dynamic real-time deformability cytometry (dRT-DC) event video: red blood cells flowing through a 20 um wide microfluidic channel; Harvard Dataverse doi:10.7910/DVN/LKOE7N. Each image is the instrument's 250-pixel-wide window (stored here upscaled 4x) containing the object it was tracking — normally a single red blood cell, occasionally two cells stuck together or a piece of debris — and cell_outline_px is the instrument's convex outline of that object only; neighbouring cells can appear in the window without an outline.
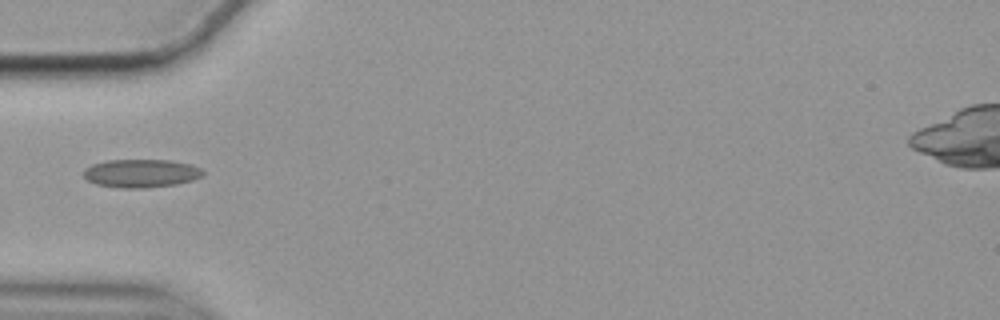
{"species": "common noctule bat (a hibernating species)", "species_latin": "Nyctalus noctula", "temperature_condition": "cold", "stored_images_in_passage": 14, "camera_frame_rate_fps": 3000, "um_per_image_px": 0.085, "animal": {"sex": "female", "body_mass_g": 19.9}, "frame": {"image": 1, "passage_image": 1, "time_ms": 0.0, "image_size_px": [1000, 320], "cell_outline_px": [[204, 172], [200, 176], [192, 180], [176, 184], [144, 188], [124, 188], [96, 184], [88, 180], [84, 176], [84, 168], [92, 164], [108, 160], [172, 160], [192, 164], [200, 168]], "centroid_in_image_um": [11.99, 14.72], "position_along_channel_um": 73.0, "area_um2": 19.59}}
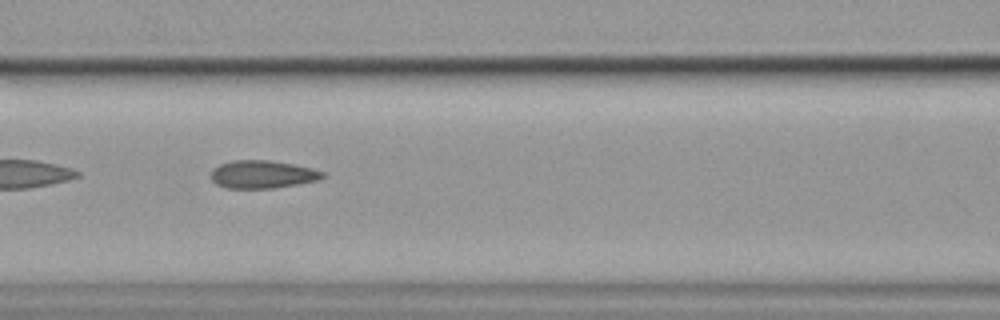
{"frame": {"image": 2, "passage_image": 7, "time_ms": 2.0, "image_size_px": [1000, 320], "cell_outline_px": [[324, 176], [316, 180], [296, 184], [272, 188], [228, 188], [216, 184], [212, 180], [212, 168], [220, 164], [232, 160], [268, 160], [292, 164], [312, 168], [324, 172]], "centroid_in_image_um": [22.27, 14.81], "position_along_channel_um": 144.3, "area_um2": 17.92}}